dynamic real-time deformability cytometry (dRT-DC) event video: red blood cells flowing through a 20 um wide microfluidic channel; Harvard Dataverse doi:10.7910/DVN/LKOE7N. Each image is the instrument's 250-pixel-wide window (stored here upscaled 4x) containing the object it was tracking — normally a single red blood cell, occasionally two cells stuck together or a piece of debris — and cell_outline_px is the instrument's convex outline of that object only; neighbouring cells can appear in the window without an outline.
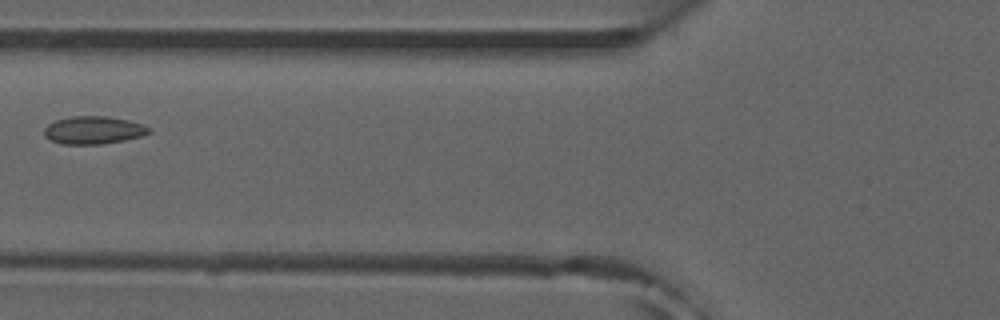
{"species": "common noctule bat (a hibernating species)", "species_latin": "Nyctalus noctula", "temperature_condition": "room temperature", "stored_images_in_passage": 2, "camera_frame_rate_fps": 3000, "um_per_image_px": 0.085, "animal": {"sex": "male", "forearm_length_mm": 52.5}, "frame": {"image": 1, "passage_image": 2, "time_ms": 0.333, "image_size_px": [1000, 320], "cell_outline_px": [[152, 132], [144, 136], [124, 140], [100, 144], [60, 144], [44, 136], [44, 128], [48, 124], [56, 120], [72, 116], [108, 116], [128, 120], [144, 124], [152, 128]], "centroid_in_image_um": [7.99, 11.06], "position_along_channel_um": 117.8, "area_um2": 17.17}}